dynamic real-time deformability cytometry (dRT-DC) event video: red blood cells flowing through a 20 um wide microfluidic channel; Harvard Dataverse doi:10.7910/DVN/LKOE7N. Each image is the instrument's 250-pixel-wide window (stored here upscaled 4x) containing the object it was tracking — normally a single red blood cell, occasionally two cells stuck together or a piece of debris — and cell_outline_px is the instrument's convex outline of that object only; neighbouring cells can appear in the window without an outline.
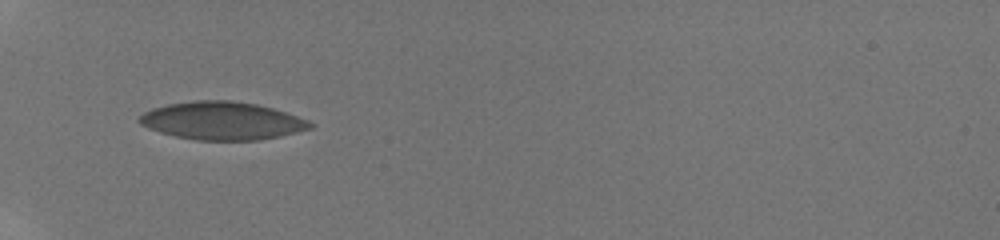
{"species": "human", "species_latin": "Homo sapiens", "temperature_condition": "room temperature", "stored_images_in_passage": 12, "camera_frame_rate_fps": 3000, "um_per_image_px": 0.085, "donor": {"sex": "male"}, "frame": {"image": 1, "passage_image": 1, "time_ms": 0.0, "image_size_px": [1000, 240], "cell_outline_px": [[312, 128], [280, 136], [256, 140], [196, 140], [176, 136], [160, 132], [148, 128], [140, 124], [136, 120], [144, 112], [152, 108], [168, 104], [192, 100], [232, 100], [256, 104], [272, 108], [308, 120], [312, 124]], "centroid_in_image_um": [18.84, 10.26], "position_along_channel_um": 66.2, "area_um2": 37.63}}
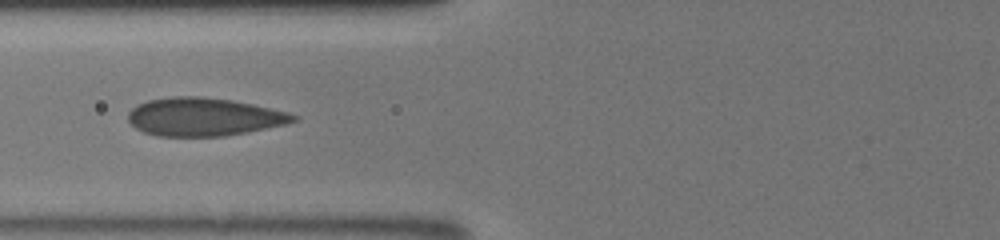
{"frame": {"image": 2, "passage_image": 11, "time_ms": 1.333, "image_size_px": [1000, 240], "cell_outline_px": [[300, 120], [288, 124], [248, 132], [224, 136], [156, 136], [144, 132], [136, 128], [128, 120], [128, 112], [136, 104], [148, 100], [172, 96], [200, 96], [232, 100], [252, 104], [288, 112], [300, 116]], "centroid_in_image_um": [17.35, 9.93], "position_along_channel_um": 108.4, "area_um2": 37.05}}